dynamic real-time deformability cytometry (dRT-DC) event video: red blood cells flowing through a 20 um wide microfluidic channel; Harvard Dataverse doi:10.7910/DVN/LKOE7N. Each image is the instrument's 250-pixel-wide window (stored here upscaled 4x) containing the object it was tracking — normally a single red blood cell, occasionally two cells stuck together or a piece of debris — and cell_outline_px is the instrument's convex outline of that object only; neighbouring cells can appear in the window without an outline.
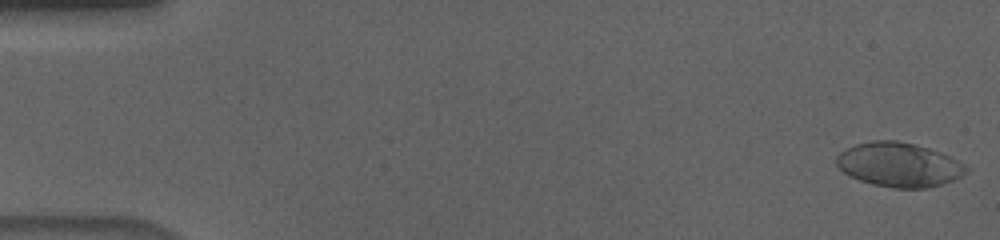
{"species": "human", "species_latin": "Homo sapiens", "temperature_condition": "cold", "stored_images_in_passage": 56, "camera_frame_rate_fps": 3000, "um_per_image_px": 0.085, "donor": {"sex": "male"}, "frame": {"image": 1, "passage_image": 1, "time_ms": 0.0, "image_size_px": [1000, 240], "cell_outline_px": [[968, 172], [952, 180], [940, 184], [924, 188], [892, 188], [872, 184], [860, 180], [844, 172], [836, 164], [836, 156], [840, 152], [856, 144], [872, 140], [900, 140], [928, 148], [940, 152], [964, 164], [968, 168]], "centroid_in_image_um": [76.39, 13.99], "position_along_channel_um": 8.6, "area_um2": 33.18}}
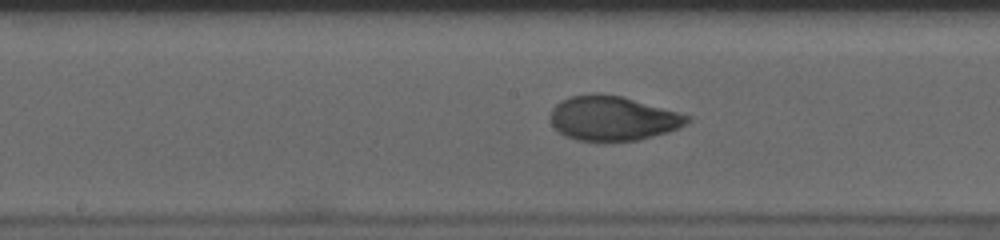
{"frame": {"image": 2, "passage_image": 29, "time_ms": 9.333, "image_size_px": [1000, 240], "cell_outline_px": [[692, 120], [688, 124], [668, 132], [640, 140], [576, 140], [564, 136], [552, 124], [552, 108], [556, 104], [568, 96], [592, 92], [600, 92], [624, 96], [692, 116]], "centroid_in_image_um": [52.12, 10.02], "position_along_channel_um": 196.1, "area_um2": 35.78}}
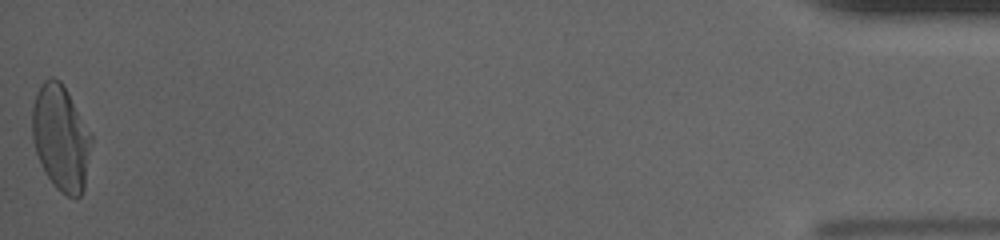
{"frame": {"image": 3, "passage_image": 56, "time_ms": 18.333, "image_size_px": [1000, 240], "cell_outline_px": [[92, 140], [84, 188], [80, 196], [68, 196], [60, 192], [56, 188], [48, 176], [36, 152], [32, 140], [32, 108], [36, 92], [40, 84], [44, 80], [52, 76], [60, 80], [68, 92], [92, 132]], "centroid_in_image_um": [5.18, 11.67], "position_along_channel_um": 430.0, "area_um2": 36.47}, "authors_computed_cell_mechanics": {"area_um2": 35.6626, "velocity_mm_per_s": 3.6416, "shape_relaxation_time_tau1_ms": 5.1304, "shape_relaxation_time_tau2_ms": 1.07, "deformation_change_tau1": 0.2023, "deformation_change_tau2": 0.045}}